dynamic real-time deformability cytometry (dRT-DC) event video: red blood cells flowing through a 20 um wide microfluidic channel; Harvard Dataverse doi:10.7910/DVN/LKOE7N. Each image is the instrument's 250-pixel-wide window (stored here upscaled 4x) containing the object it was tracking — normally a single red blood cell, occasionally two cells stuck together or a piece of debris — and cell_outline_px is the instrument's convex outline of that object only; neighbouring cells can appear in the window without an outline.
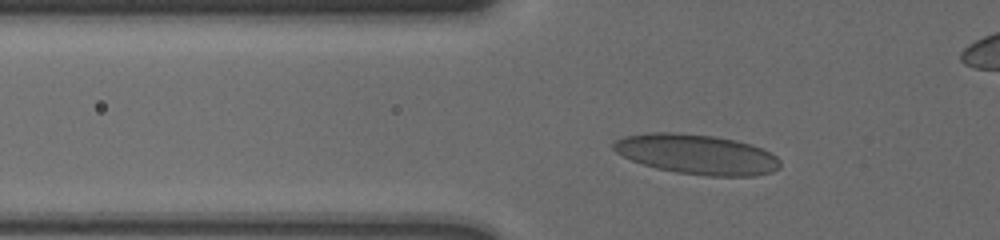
{"species": "human", "species_latin": "Homo sapiens", "temperature_condition": "cold", "stored_images_in_passage": 37, "camera_frame_rate_fps": 3000, "um_per_image_px": 0.085, "donor": {"sex": "male"}, "frame": {"image": 1, "passage_image": 4, "time_ms": 1.0, "image_size_px": [1000, 240], "cell_outline_px": [[780, 168], [772, 172], [756, 176], [708, 176], [676, 172], [656, 168], [632, 160], [616, 152], [612, 148], [612, 144], [616, 140], [624, 136], [648, 132], [676, 132], [716, 136], [736, 140], [760, 148], [776, 156], [780, 160]], "centroid_in_image_um": [59.22, 13.11], "position_along_channel_um": 66.6, "area_um2": 38.78}}
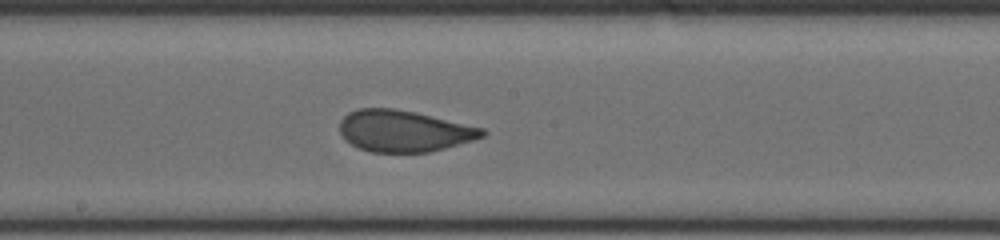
{"frame": {"image": 2, "passage_image": 17, "time_ms": 5.333, "image_size_px": [1000, 240], "cell_outline_px": [[488, 132], [484, 136], [472, 140], [444, 148], [428, 152], [372, 152], [360, 148], [344, 140], [340, 132], [340, 120], [348, 112], [360, 108], [392, 108], [416, 112], [484, 128]], "centroid_in_image_um": [34.32, 11.13], "position_along_channel_um": 213.9, "area_um2": 34.39}}
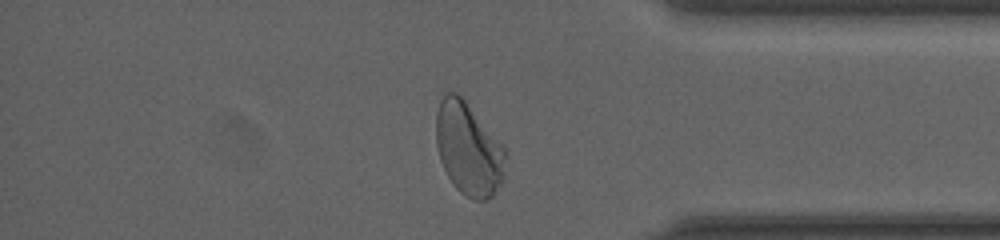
{"frame": {"image": 3, "passage_image": 33, "time_ms": 10.667, "image_size_px": [1000, 240], "cell_outline_px": [[504, 180], [492, 196], [484, 200], [472, 200], [460, 192], [456, 188], [448, 176], [440, 160], [436, 144], [436, 112], [440, 100], [444, 92], [456, 92], [464, 100], [504, 148]], "centroid_in_image_um": [39.78, 12.68], "position_along_channel_um": 395.4, "area_um2": 36.99}, "authors_computed_cell_mechanics": {"area_um2": 35.0846, "velocity_mm_per_s": 3.6007, "shape_relaxation_time_tau1_ms": 7.9376, "shape_relaxation_time_tau2_ms": null, "deformation_change_tau1": 0.1772, "deformation_change_tau2": null}}